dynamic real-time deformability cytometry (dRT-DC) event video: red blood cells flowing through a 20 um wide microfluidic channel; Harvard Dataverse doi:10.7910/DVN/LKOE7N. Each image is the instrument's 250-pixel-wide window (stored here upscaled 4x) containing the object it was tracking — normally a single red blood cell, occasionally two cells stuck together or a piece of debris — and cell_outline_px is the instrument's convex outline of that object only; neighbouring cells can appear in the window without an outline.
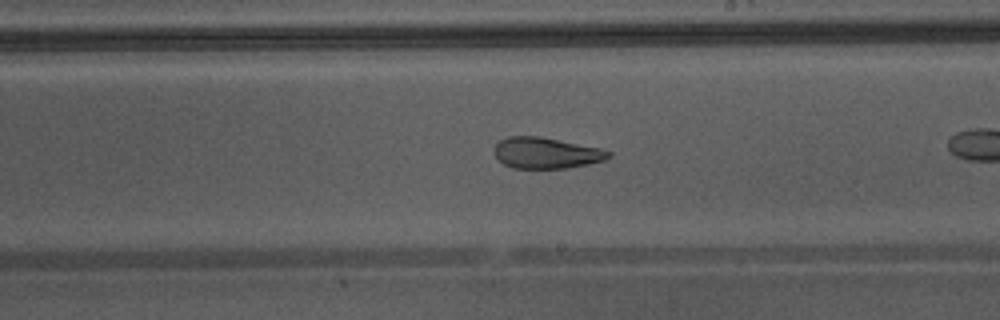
{"species": "Egyptian fruit bat (a non-hibernating species)", "species_latin": "Rousettus aegyptiacus", "temperature_condition": "warm", "stored_images_in_passage": 22, "camera_frame_rate_fps": 3000, "um_per_image_px": 0.085, "animal": {"sex": "male"}, "frame": {"image": 1, "passage_image": 10, "time_ms": 3.0, "image_size_px": [1000, 320], "cell_outline_px": [[612, 156], [604, 160], [588, 164], [568, 168], [512, 168], [504, 164], [492, 152], [496, 144], [500, 140], [508, 136], [540, 136], [600, 148], [612, 152]], "centroid_in_image_um": [46.42, 13.0], "position_along_channel_um": 242.6, "area_um2": 20.75}, "authors_computed_cell_mechanics": {"area_um2": 22.3686, "velocity_mm_per_s": 4.396, "shape_relaxation_time_tau1_ms": 2.9224, "shape_relaxation_time_tau2_ms": 2.4753, "deformation_change_tau1": 0.244, "deformation_change_tau2": 0.0924}}